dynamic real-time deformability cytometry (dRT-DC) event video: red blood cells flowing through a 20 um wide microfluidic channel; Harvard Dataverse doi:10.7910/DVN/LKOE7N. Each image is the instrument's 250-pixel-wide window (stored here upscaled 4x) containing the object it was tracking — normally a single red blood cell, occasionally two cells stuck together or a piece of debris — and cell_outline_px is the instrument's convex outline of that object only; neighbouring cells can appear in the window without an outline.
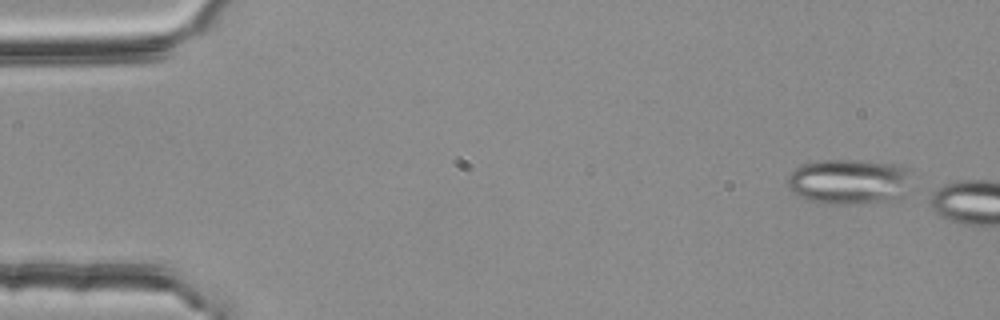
{"species": "common noctule bat (a hibernating species)", "species_latin": "Nyctalus noctula", "temperature_condition": "room temperature", "stored_images_in_passage": 5, "camera_frame_rate_fps": 3000, "um_per_image_px": 0.085, "animal": {"sex": "female", "body_mass_g": 25.1}, "frame": {"image": 1, "passage_image": 1, "time_ms": 0.0, "image_size_px": [1000, 320], "cell_outline_px": [[908, 172], [904, 196], [896, 200], [848, 204], [824, 204], [808, 200], [792, 192], [788, 188], [788, 176], [796, 168], [804, 164], [820, 160], [868, 160], [900, 164], [908, 168]], "centroid_in_image_um": [72.16, 15.43], "position_along_channel_um": 12.8, "area_um2": 32.89}}